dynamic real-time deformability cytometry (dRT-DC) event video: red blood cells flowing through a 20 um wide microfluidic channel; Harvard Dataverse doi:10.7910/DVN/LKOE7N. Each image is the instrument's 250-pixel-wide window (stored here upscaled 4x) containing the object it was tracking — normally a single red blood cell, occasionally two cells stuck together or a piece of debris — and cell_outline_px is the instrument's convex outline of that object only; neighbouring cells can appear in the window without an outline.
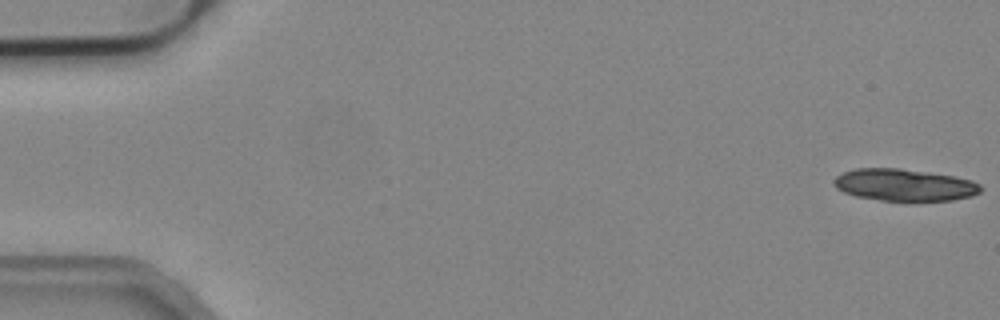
{"species": "common noctule bat (a hibernating species)", "species_latin": "Nyctalus noctula", "temperature_condition": "cold", "stored_images_in_passage": 21, "camera_frame_rate_fps": 3000, "um_per_image_px": 0.085, "animal": {"sex": "male", "body_mass_g": 19.2, "forearm_length_mm": 51.8}, "frame": {"image": 1, "passage_image": 1, "time_ms": 0.0, "image_size_px": [1000, 320], "cell_outline_px": [[984, 188], [980, 192], [972, 196], [952, 200], [912, 204], [880, 200], [856, 196], [844, 192], [836, 188], [832, 184], [832, 180], [836, 176], [844, 172], [856, 168], [900, 168], [952, 176], [972, 180], [980, 184]], "centroid_in_image_um": [76.89, 15.76], "position_along_channel_um": 8.1, "area_um2": 28.32}}